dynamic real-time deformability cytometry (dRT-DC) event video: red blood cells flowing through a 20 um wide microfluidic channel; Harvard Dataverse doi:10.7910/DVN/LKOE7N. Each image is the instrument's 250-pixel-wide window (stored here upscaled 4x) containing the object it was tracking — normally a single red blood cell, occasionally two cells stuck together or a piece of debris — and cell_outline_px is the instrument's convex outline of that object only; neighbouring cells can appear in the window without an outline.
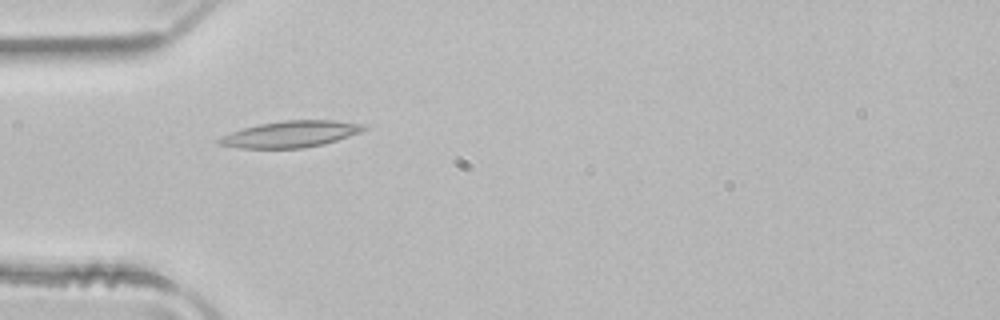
{"species": "common noctule bat (a hibernating species)", "species_latin": "Nyctalus noctula", "temperature_condition": "room temperature", "stored_images_in_passage": 6, "camera_frame_rate_fps": 3000, "um_per_image_px": 0.085, "animal": {"sex": "male", "body_mass_g": 21.5, "forearm_length_mm": 52.0}, "frame": {"image": 1, "passage_image": 5, "time_ms": 1.333, "image_size_px": [1000, 320], "cell_outline_px": [[368, 128], [360, 132], [324, 144], [304, 148], [240, 148], [220, 144], [216, 140], [220, 136], [244, 128], [260, 124], [284, 120], [332, 120], [368, 124]], "centroid_in_image_um": [24.74, 11.39], "position_along_channel_um": 60.3, "area_um2": 22.2}}
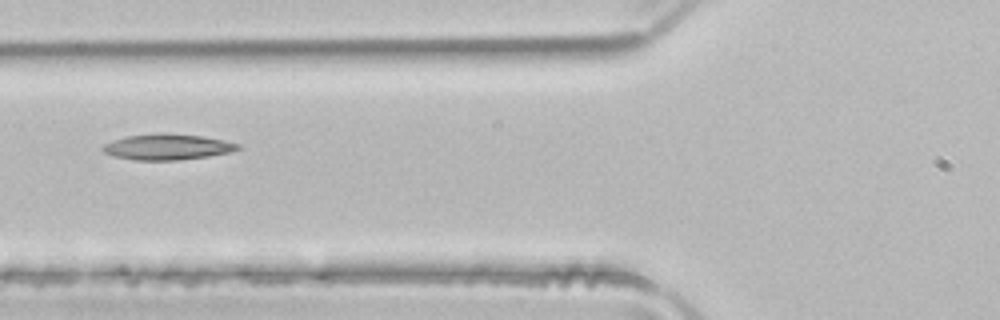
{"frame": {"image": 2, "passage_image": 6, "time_ms": 1.667, "image_size_px": [1000, 320], "cell_outline_px": [[244, 148], [232, 152], [208, 156], [180, 160], [136, 160], [112, 156], [104, 152], [100, 148], [104, 144], [124, 136], [160, 132], [164, 132], [204, 136], [224, 140], [240, 144]], "centroid_in_image_um": [14.25, 12.47], "position_along_channel_um": 111.5, "area_um2": 20.75}}